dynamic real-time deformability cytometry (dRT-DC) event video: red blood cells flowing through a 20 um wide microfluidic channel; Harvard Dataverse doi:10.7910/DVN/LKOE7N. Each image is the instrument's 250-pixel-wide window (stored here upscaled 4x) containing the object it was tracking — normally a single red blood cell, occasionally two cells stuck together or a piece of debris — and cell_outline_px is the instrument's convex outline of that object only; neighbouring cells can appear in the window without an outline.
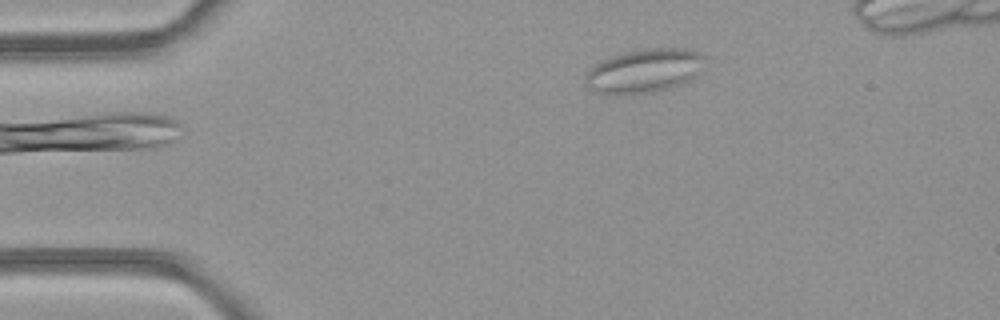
{"species": "common noctule bat (a hibernating species)", "species_latin": "Nyctalus noctula", "temperature_condition": "room temperature", "stored_images_in_passage": 39, "camera_frame_rate_fps": 3000, "um_per_image_px": 0.085, "animal": {"sex": "female", "body_mass_g": 21.9}, "frame": {"image": 1, "passage_image": 2, "time_ms": 0.333, "image_size_px": [1000, 320], "cell_outline_px": [[704, 56], [692, 80], [668, 88], [652, 92], [616, 96], [596, 92], [588, 88], [584, 84], [584, 76], [600, 60], [612, 56], [628, 52], [652, 48], [684, 48], [696, 52]], "centroid_in_image_um": [54.67, 6.05], "position_along_channel_um": 30.3, "area_um2": 30.23}}
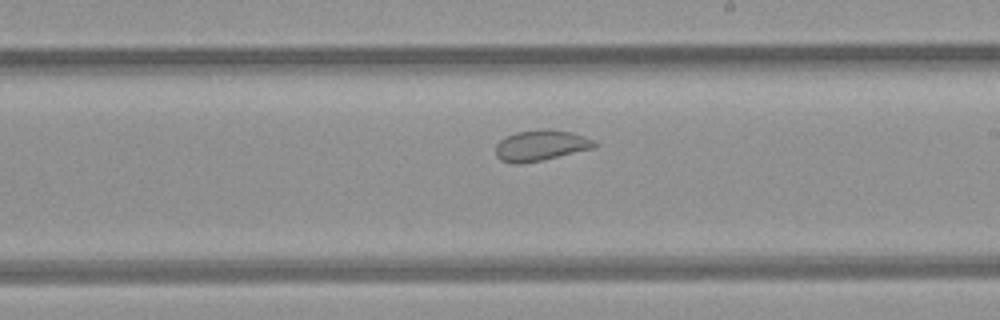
{"frame": {"image": 2, "passage_image": 21, "time_ms": 6.667, "image_size_px": [1000, 320], "cell_outline_px": [[596, 148], [544, 160], [520, 164], [512, 164], [500, 160], [496, 156], [496, 144], [504, 136], [516, 132], [548, 128], [572, 132], [592, 140], [596, 144]], "centroid_in_image_um": [45.94, 12.37], "position_along_channel_um": 243.1, "area_um2": 17.98}}
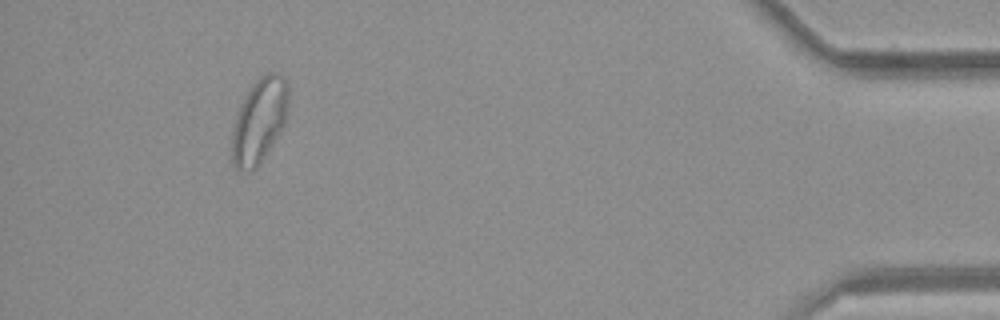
{"frame": {"image": 3, "passage_image": 38, "time_ms": 12.333, "image_size_px": [1000, 320], "cell_outline_px": [[288, 104], [284, 124], [280, 132], [264, 156], [252, 172], [240, 172], [232, 164], [232, 132], [236, 116], [240, 104], [248, 88], [260, 76], [268, 72], [280, 72], [288, 80]], "centroid_in_image_um": [22.03, 10.22], "position_along_channel_um": 413.2, "area_um2": 28.15}}